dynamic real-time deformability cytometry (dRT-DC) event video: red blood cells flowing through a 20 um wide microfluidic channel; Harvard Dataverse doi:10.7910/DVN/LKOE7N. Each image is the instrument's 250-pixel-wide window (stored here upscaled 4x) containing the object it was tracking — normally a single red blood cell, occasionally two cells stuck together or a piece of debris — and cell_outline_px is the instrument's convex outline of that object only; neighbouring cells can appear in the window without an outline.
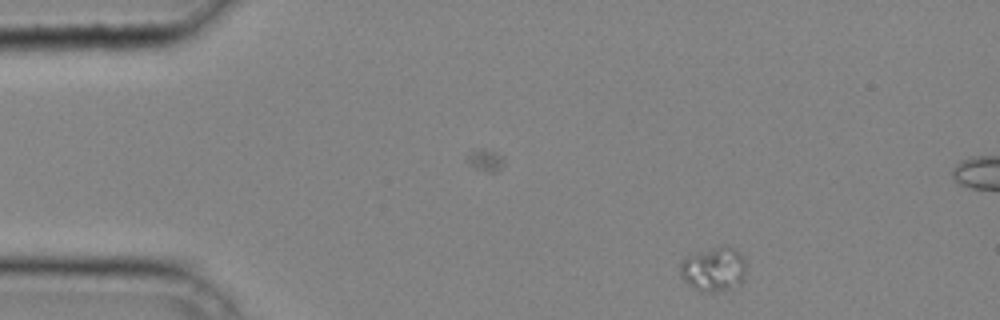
{"species": "common noctule bat (a hibernating species)", "species_latin": "Nyctalus noctula", "temperature_condition": "cold", "stored_images_in_passage": 36, "camera_frame_rate_fps": 3000, "um_per_image_px": 0.085, "animal": {"sex": "male", "body_mass_g": 20.4}, "frame": {"image": 1, "passage_image": 1, "time_ms": 0.0, "image_size_px": [1000, 320], "cell_outline_px": [[744, 276], [740, 288], [732, 292], [700, 292], [692, 288], [680, 276], [680, 264], [688, 256], [712, 248], [736, 248], [744, 256]], "centroid_in_image_um": [60.71, 22.97], "position_along_channel_um": 24.3, "area_um2": 17.34}}
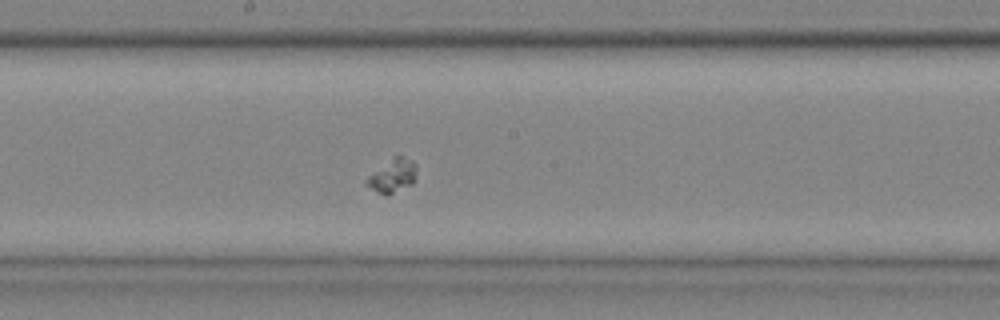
{"frame": {"image": 2, "passage_image": 18, "time_ms": 5.667, "image_size_px": [1000, 320], "cell_outline_px": [[416, 180], [412, 184], [388, 196], [384, 196], [364, 184], [364, 180], [368, 176], [392, 156], [400, 156], [412, 160], [416, 164]], "centroid_in_image_um": [33.36, 14.95], "position_along_channel_um": 214.8, "area_um2": 10.0}}